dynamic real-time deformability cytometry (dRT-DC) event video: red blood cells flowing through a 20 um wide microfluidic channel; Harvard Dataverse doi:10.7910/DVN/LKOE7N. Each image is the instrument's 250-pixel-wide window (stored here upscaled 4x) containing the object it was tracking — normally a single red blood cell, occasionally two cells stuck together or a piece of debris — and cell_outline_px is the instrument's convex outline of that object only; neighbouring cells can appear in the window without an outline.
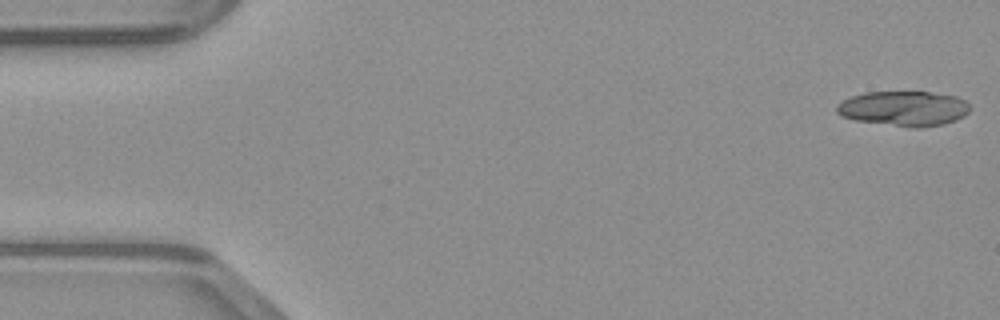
{"species": "common noctule bat (a hibernating species)", "species_latin": "Nyctalus noctula", "temperature_condition": "warm", "stored_images_in_passage": 25, "camera_frame_rate_fps": 3000, "um_per_image_px": 0.085, "animal": {"sex": "male", "body_mass_g": 23.1, "forearm_length_mm": 52.7}, "frame": {"image": 1, "passage_image": 1, "time_ms": 0.0, "image_size_px": [1000, 320], "cell_outline_px": [[972, 108], [964, 116], [956, 120], [944, 124], [920, 128], [912, 128], [856, 120], [840, 116], [836, 112], [836, 104], [852, 96], [864, 92], [928, 92], [956, 96], [964, 100]], "centroid_in_image_um": [76.83, 9.23], "position_along_channel_um": 8.2, "area_um2": 27.28}}